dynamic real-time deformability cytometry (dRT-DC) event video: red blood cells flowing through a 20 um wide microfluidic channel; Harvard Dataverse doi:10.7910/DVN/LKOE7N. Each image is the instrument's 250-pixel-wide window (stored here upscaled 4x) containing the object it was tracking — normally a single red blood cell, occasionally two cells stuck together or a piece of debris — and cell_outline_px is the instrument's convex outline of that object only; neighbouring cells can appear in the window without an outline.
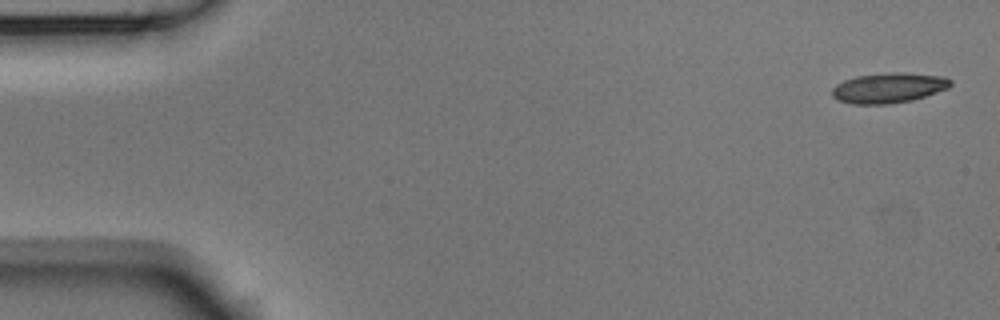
{"species": "Egyptian fruit bat (a non-hibernating species)", "species_latin": "Rousettus aegyptiacus", "temperature_condition": "room temperature", "stored_images_in_passage": 5, "camera_frame_rate_fps": 3000, "um_per_image_px": 0.085, "animal": {"sex": "male"}, "frame": {"image": 1, "passage_image": 1, "time_ms": 0.0, "image_size_px": [1000, 320], "cell_outline_px": [[952, 84], [948, 88], [912, 100], [888, 104], [852, 104], [836, 100], [832, 96], [832, 88], [836, 84], [844, 80], [856, 76], [896, 72], [904, 72], [944, 76], [952, 80]], "centroid_in_image_um": [75.52, 7.47], "position_along_channel_um": 9.5, "area_um2": 20.87}}
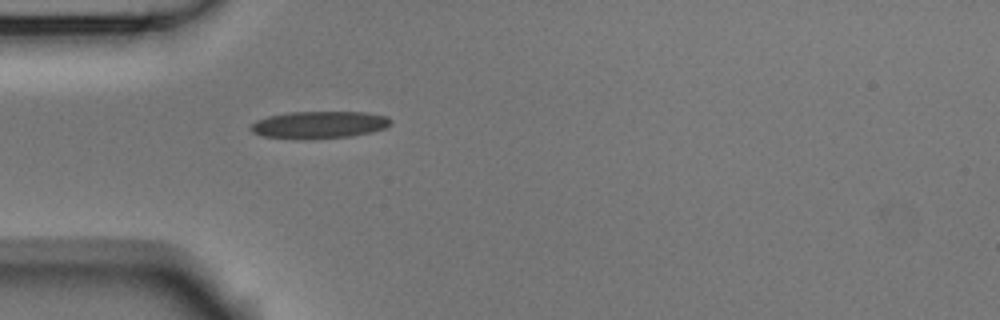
{"frame": {"image": 2, "passage_image": 5, "time_ms": 1.333, "image_size_px": [1000, 320], "cell_outline_px": [[392, 124], [388, 128], [372, 132], [352, 136], [304, 140], [264, 136], [252, 132], [248, 128], [256, 120], [268, 116], [288, 112], [364, 112], [388, 116], [392, 120]], "centroid_in_image_um": [27.16, 10.61], "position_along_channel_um": 57.8, "area_um2": 22.6}}